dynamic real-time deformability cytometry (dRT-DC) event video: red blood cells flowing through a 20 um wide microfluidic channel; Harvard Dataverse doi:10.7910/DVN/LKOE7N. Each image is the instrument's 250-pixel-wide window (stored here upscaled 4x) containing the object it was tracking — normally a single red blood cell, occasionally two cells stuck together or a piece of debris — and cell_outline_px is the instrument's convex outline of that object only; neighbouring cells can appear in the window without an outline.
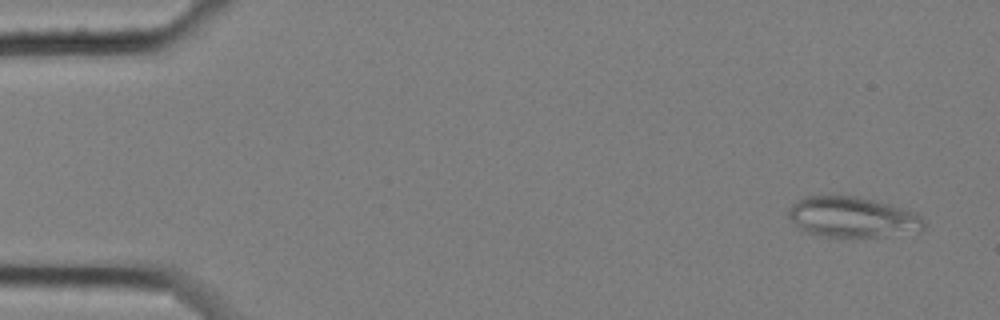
{"species": "common noctule bat (a hibernating species)", "species_latin": "Nyctalus noctula", "temperature_condition": "cold", "stored_images_in_passage": 56, "camera_frame_rate_fps": 3000, "um_per_image_px": 0.085, "animal": {"sex": "female", "body_mass_g": 25.1}, "frame": {"image": 1, "passage_image": 1, "time_ms": 0.0, "image_size_px": [1000, 320], "cell_outline_px": [[924, 228], [884, 236], [824, 236], [808, 232], [800, 228], [788, 216], [788, 208], [792, 204], [804, 196], [856, 196], [888, 204], [912, 212], [920, 216], [924, 224]], "centroid_in_image_um": [72.37, 18.43], "position_along_channel_um": 12.6, "area_um2": 30.98}}
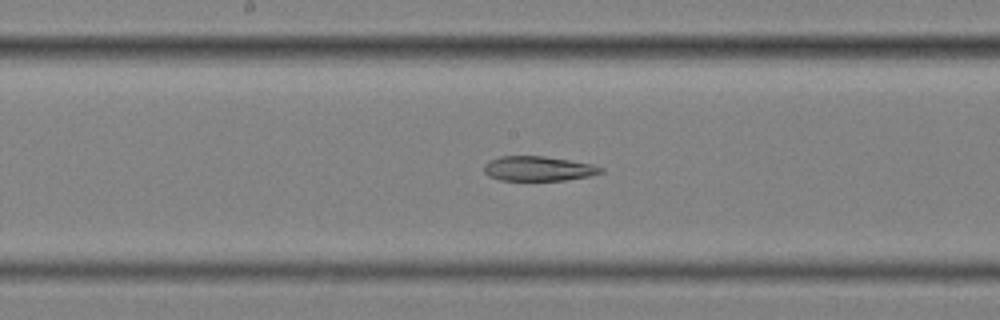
{"frame": {"image": 2, "passage_image": 28, "time_ms": 9.0, "image_size_px": [1000, 320], "cell_outline_px": [[604, 172], [588, 176], [564, 180], [500, 180], [488, 176], [484, 172], [484, 164], [488, 160], [500, 156], [544, 156], [592, 164], [604, 168]], "centroid_in_image_um": [45.72, 14.33], "position_along_channel_um": 202.5, "area_um2": 16.82}}
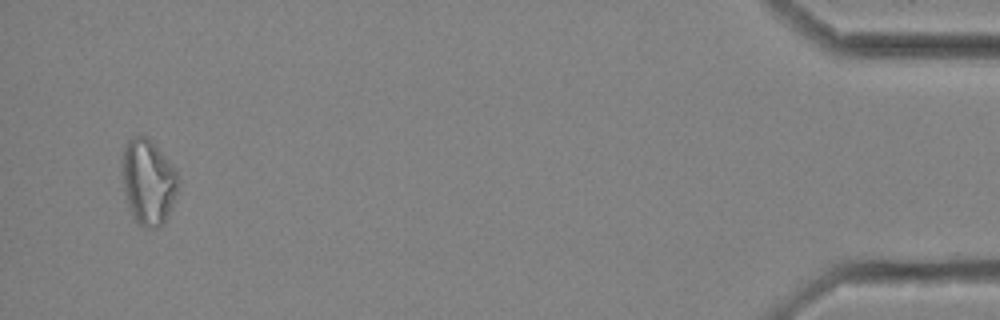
{"frame": {"image": 3, "passage_image": 54, "time_ms": 17.667, "image_size_px": [1000, 320], "cell_outline_px": [[180, 180], [168, 216], [164, 224], [156, 228], [144, 228], [136, 224], [132, 216], [124, 192], [124, 148], [128, 140], [132, 136], [148, 136], [168, 160], [176, 172]], "centroid_in_image_um": [12.62, 15.5], "position_along_channel_um": 422.6, "area_um2": 27.63}}